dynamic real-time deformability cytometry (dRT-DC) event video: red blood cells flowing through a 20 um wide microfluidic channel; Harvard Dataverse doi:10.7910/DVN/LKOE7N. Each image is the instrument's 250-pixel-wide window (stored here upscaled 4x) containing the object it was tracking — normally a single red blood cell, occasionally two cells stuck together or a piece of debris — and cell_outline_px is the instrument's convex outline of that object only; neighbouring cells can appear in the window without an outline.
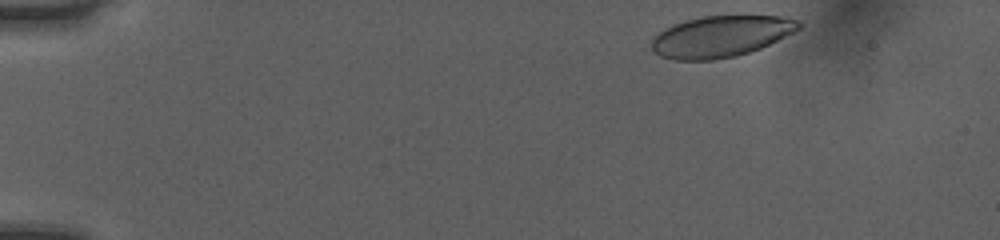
{"species": "human", "species_latin": "Homo sapiens", "temperature_condition": "room temperature", "stored_images_in_passage": 39, "camera_frame_rate_fps": 3000, "um_per_image_px": 0.085, "donor": {"sex": "female"}, "frame": {"image": 1, "passage_image": 1, "time_ms": 0.0, "image_size_px": [1000, 240], "cell_outline_px": [[804, 24], [796, 32], [760, 48], [736, 56], [712, 60], [672, 60], [660, 56], [652, 48], [652, 40], [660, 32], [676, 24], [700, 16], [736, 12], [744, 12], [780, 16], [796, 20]], "centroid_in_image_um": [61.37, 3.03], "position_along_channel_um": 23.6, "area_um2": 36.36}}
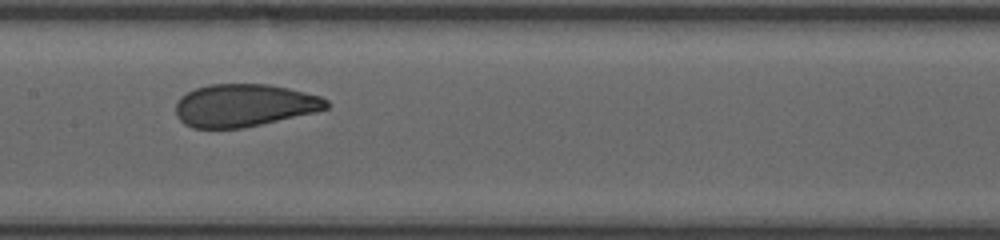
{"frame": {"image": 2, "passage_image": 21, "time_ms": 6.667, "image_size_px": [1000, 240], "cell_outline_px": [[328, 108], [316, 112], [244, 128], [192, 128], [184, 124], [176, 116], [176, 104], [180, 96], [196, 88], [208, 84], [268, 84], [288, 88], [320, 96], [328, 100]], "centroid_in_image_um": [20.74, 8.96], "position_along_channel_um": 186.7, "area_um2": 37.51}}
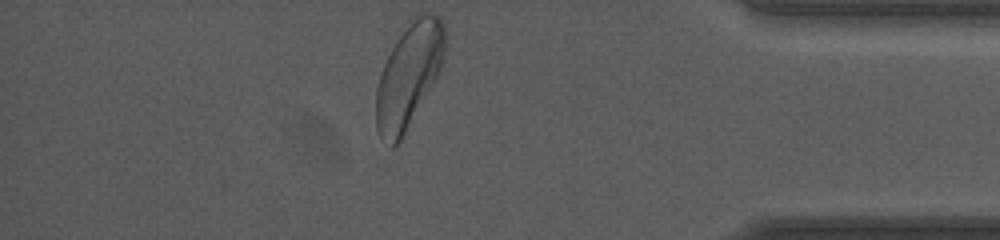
{"frame": {"image": 3, "passage_image": 39, "time_ms": 12.667, "image_size_px": [1000, 240], "cell_outline_px": [[444, 60], [440, 72], [396, 148], [392, 148], [380, 136], [376, 128], [376, 88], [384, 64], [396, 40], [408, 20], [416, 12], [432, 12], [440, 16], [444, 24]], "centroid_in_image_um": [34.76, 6.36], "position_along_channel_um": 400.4, "area_um2": 42.08}, "authors_computed_cell_mechanics": {"area_um2": 37.859, "velocity_mm_per_s": 4.0354, "shape_relaxation_time_tau1_ms": 5.3677, "shape_relaxation_time_tau2_ms": 0.7794, "deformation_change_tau1": 0.1588, "deformation_change_tau2": 0.0614}}